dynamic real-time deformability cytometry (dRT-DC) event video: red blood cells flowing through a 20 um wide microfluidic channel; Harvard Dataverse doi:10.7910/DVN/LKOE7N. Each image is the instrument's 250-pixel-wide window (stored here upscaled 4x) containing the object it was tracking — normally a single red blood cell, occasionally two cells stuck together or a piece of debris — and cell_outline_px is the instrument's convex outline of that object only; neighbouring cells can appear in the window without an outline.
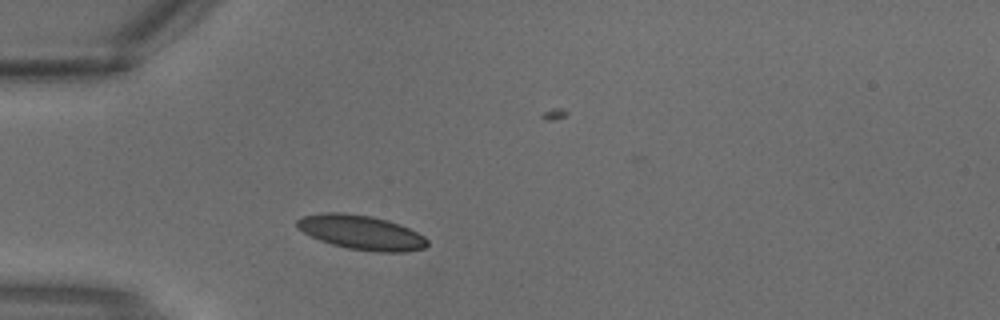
{"species": "common noctule bat (a hibernating species)", "species_latin": "Nyctalus noctula", "temperature_condition": "warm", "stored_images_in_passage": 2, "camera_frame_rate_fps": 3000, "um_per_image_px": 0.085, "animal": {"sex": "male", "body_mass_g": 18.8}, "frame": {"image": 1, "passage_image": 2, "time_ms": 0.333, "image_size_px": [1000, 320], "cell_outline_px": [[428, 244], [424, 248], [404, 252], [380, 252], [348, 248], [332, 244], [320, 240], [296, 228], [296, 220], [304, 216], [320, 212], [344, 212], [372, 216], [388, 220], [400, 224], [424, 236], [428, 240]], "centroid_in_image_um": [30.7, 19.74], "position_along_channel_um": 54.3, "area_um2": 26.13}}